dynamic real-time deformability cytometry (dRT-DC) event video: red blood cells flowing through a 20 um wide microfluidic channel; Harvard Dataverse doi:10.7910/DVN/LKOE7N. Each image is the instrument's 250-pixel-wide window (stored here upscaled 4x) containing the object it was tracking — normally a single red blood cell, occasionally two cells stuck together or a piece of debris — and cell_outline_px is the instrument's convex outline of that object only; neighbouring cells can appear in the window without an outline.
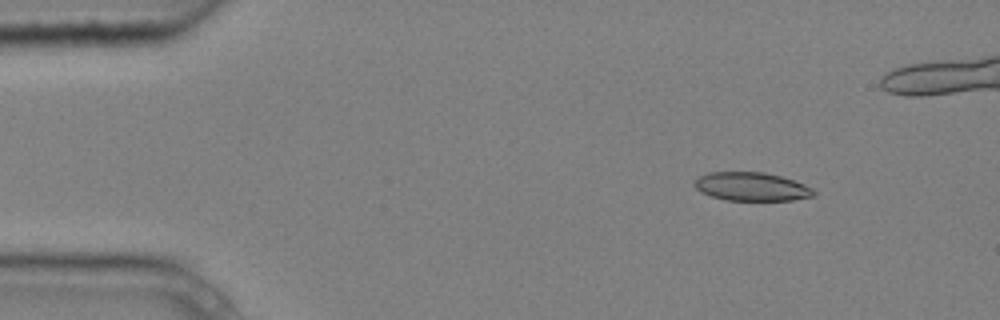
{"species": "common noctule bat (a hibernating species)", "species_latin": "Nyctalus noctula", "temperature_condition": "cold", "stored_images_in_passage": 6, "camera_frame_rate_fps": 3000, "um_per_image_px": 0.085, "animal": {"sex": "male", "body_mass_g": 20.4}, "frame": {"image": 1, "passage_image": 2, "time_ms": 0.333, "image_size_px": [1000, 320], "cell_outline_px": [[816, 196], [792, 200], [724, 200], [700, 192], [692, 184], [696, 176], [708, 172], [764, 172], [780, 176], [804, 184], [812, 188], [816, 192]], "centroid_in_image_um": [63.84, 15.86], "position_along_channel_um": 21.2, "area_um2": 20.0}}
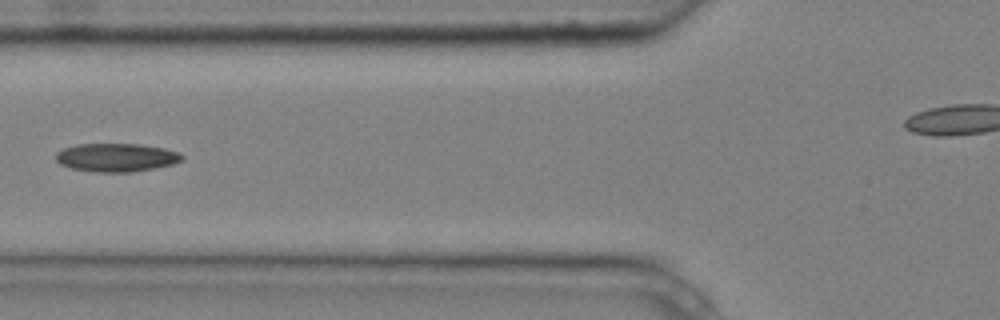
{"frame": {"image": 2, "passage_image": 6, "time_ms": 1.667, "image_size_px": [1000, 320], "cell_outline_px": [[184, 160], [172, 164], [132, 172], [92, 172], [72, 168], [60, 164], [56, 160], [56, 152], [64, 148], [76, 144], [140, 144], [164, 148], [180, 152], [184, 156]], "centroid_in_image_um": [9.9, 13.38], "position_along_channel_um": 115.9, "area_um2": 20.92}}